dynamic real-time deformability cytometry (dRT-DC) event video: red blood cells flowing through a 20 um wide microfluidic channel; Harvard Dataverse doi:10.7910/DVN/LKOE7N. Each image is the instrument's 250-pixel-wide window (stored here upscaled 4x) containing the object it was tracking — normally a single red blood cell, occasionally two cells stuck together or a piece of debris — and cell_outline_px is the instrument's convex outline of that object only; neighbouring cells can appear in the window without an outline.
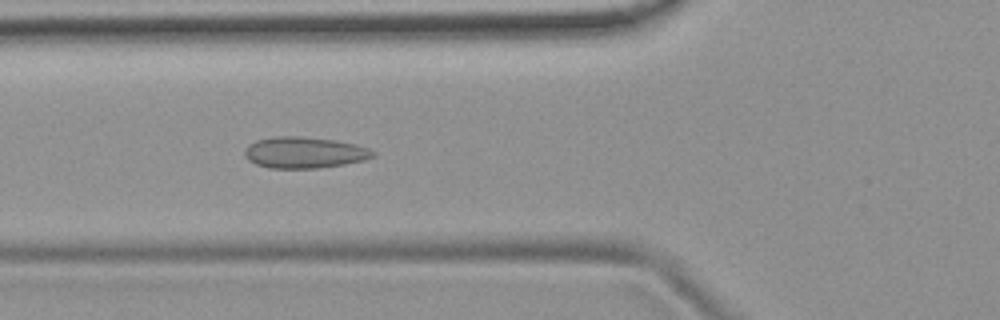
{"species": "common noctule bat (a hibernating species)", "species_latin": "Nyctalus noctula", "temperature_condition": "room temperature", "stored_images_in_passage": 52, "camera_frame_rate_fps": 3000, "um_per_image_px": 0.085, "animal": {"sex": "female", "body_mass_g": 19.9}, "frame": {"image": 1, "passage_image": 19, "time_ms": 6.0, "image_size_px": [1000, 320], "cell_outline_px": [[376, 152], [372, 156], [364, 160], [344, 164], [316, 168], [268, 168], [256, 164], [248, 160], [244, 156], [244, 152], [248, 144], [256, 140], [276, 136], [300, 136], [336, 140], [356, 144], [368, 148]], "centroid_in_image_um": [25.84, 12.96], "position_along_channel_um": 100.0, "area_um2": 23.41}}
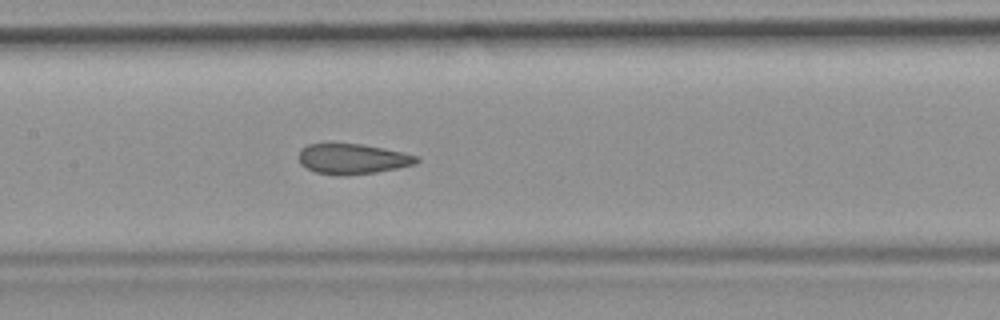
{"frame": {"image": 2, "passage_image": 25, "time_ms": 8.0, "image_size_px": [1000, 320], "cell_outline_px": [[420, 160], [416, 164], [376, 172], [348, 176], [340, 176], [316, 172], [300, 164], [300, 148], [308, 144], [360, 144], [384, 148], [404, 152], [420, 156]], "centroid_in_image_um": [30.01, 13.51], "position_along_channel_um": 177.4, "area_um2": 20.87}}
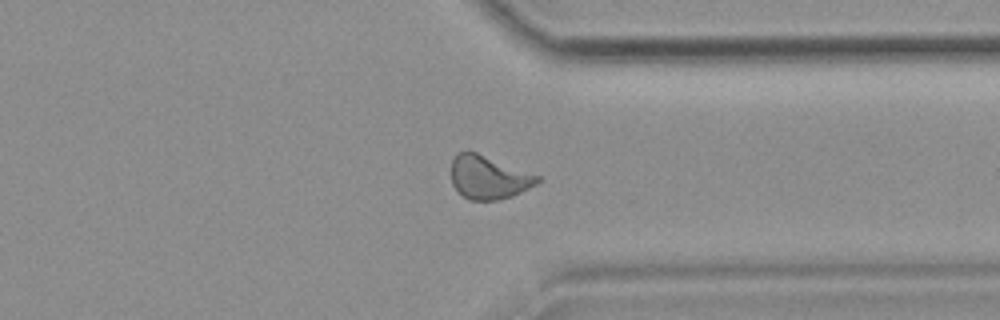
{"frame": {"image": 3, "passage_image": 40, "time_ms": 13.0, "image_size_px": [1000, 320], "cell_outline_px": [[540, 180], [536, 184], [512, 196], [500, 200], [468, 200], [452, 184], [452, 160], [460, 152], [468, 148], [540, 176]], "centroid_in_image_um": [41.52, 15.05], "position_along_channel_um": 369.9, "area_um2": 21.85}, "authors_computed_cell_mechanics": {"area_um2": 22.0796, "velocity_mm_per_s": 3.8663, "shape_relaxation_time_tau1_ms": null, "shape_relaxation_time_tau2_ms": 1.2617, "deformation_change_tau1": null, "deformation_change_tau2": 0.0826}}